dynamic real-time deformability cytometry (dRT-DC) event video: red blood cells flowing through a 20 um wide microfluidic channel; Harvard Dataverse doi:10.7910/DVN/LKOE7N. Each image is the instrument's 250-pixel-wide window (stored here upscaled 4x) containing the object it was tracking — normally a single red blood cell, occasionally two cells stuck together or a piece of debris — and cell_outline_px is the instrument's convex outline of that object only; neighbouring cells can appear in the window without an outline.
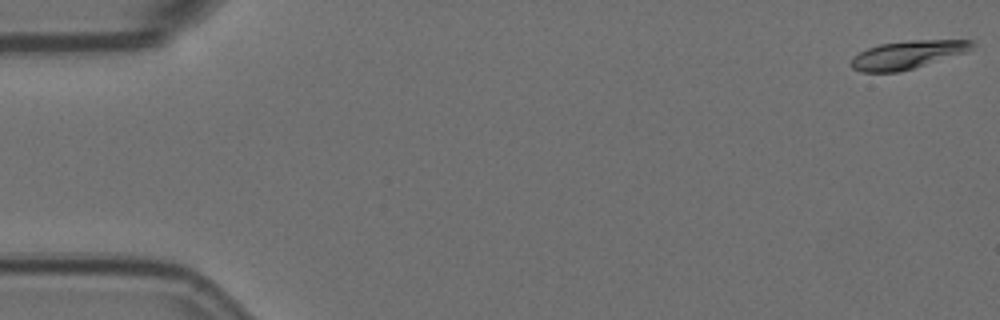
{"species": "Egyptian fruit bat (a non-hibernating species)", "species_latin": "Rousettus aegyptiacus", "temperature_condition": "room temperature", "stored_images_in_passage": 57, "camera_frame_rate_fps": 3000, "um_per_image_px": 0.085, "animal": {"sex": "female"}, "frame": {"image": 1, "passage_image": 1, "time_ms": 0.0, "image_size_px": [1000, 320], "cell_outline_px": [[976, 48], [968, 52], [900, 72], [860, 72], [852, 68], [852, 56], [868, 48], [880, 44], [908, 40], [972, 40], [976, 44]], "centroid_in_image_um": [77.19, 4.65], "position_along_channel_um": 7.8, "area_um2": 20.0}}
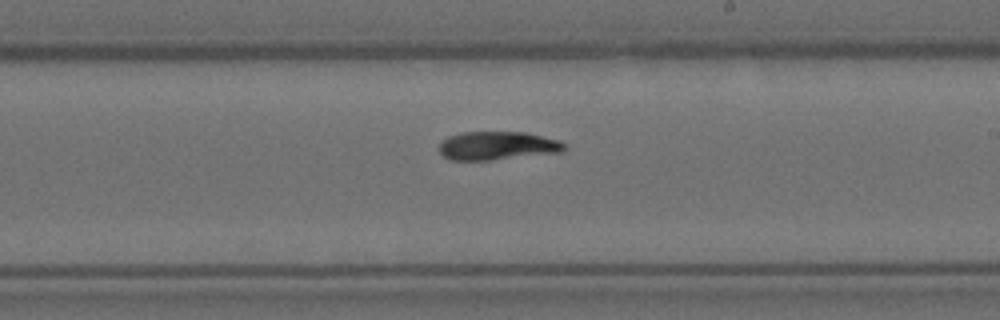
{"frame": {"image": 2, "passage_image": 33, "time_ms": 10.667, "image_size_px": [1000, 320], "cell_outline_px": [[564, 148], [560, 152], [488, 160], [448, 160], [440, 152], [440, 144], [448, 136], [460, 132], [524, 132], [560, 140], [564, 144]], "centroid_in_image_um": [42.24, 12.38], "position_along_channel_um": 246.8, "area_um2": 20.52}}
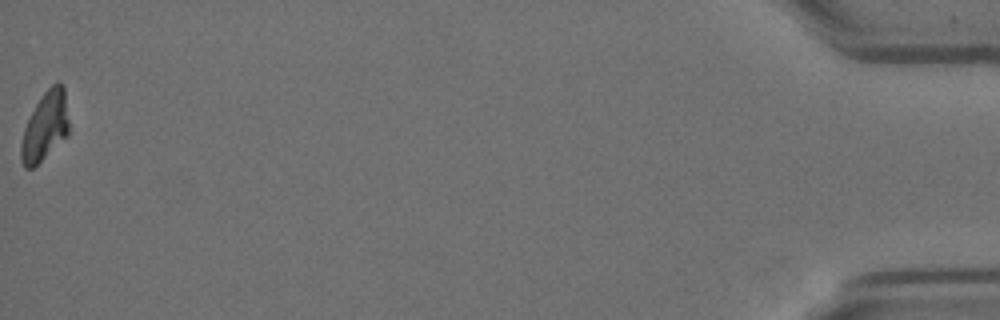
{"frame": {"image": 3, "passage_image": 57, "time_ms": 18.667, "image_size_px": [1000, 320], "cell_outline_px": [[68, 136], [32, 168], [24, 168], [20, 160], [20, 144], [24, 128], [36, 104], [44, 92], [56, 80], [60, 80], [64, 88], [68, 120]], "centroid_in_image_um": [3.82, 10.73], "position_along_channel_um": 431.4, "area_um2": 19.13}, "authors_computed_cell_mechanics": {"area_um2": 20.519, "velocity_mm_per_s": 3.5715, "shape_relaxation_time_tau1_ms": 10.0282, "shape_relaxation_time_tau2_ms": null, "deformation_change_tau1": 0.266, "deformation_change_tau2": null}}